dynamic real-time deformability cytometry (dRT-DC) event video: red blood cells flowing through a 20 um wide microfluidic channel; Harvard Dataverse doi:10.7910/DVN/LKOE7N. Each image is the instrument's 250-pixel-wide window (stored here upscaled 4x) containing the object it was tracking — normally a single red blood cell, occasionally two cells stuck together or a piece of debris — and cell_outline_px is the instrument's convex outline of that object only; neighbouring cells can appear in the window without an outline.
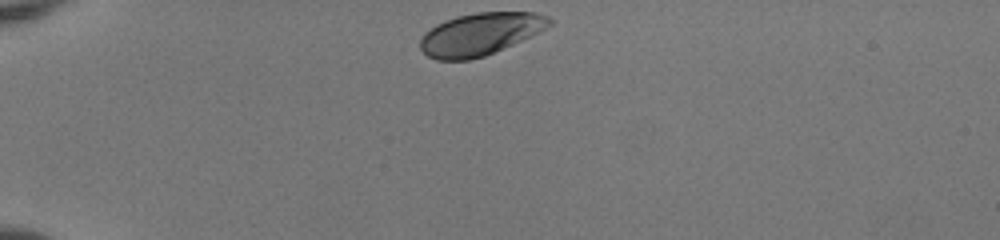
{"species": "human", "species_latin": "Homo sapiens", "temperature_condition": "room temperature", "stored_images_in_passage": 34, "camera_frame_rate_fps": 3000, "um_per_image_px": 0.085, "donor": {"sex": "female"}, "frame": {"image": 1, "passage_image": 1, "time_ms": 0.0, "image_size_px": [1000, 240], "cell_outline_px": [[552, 24], [540, 32], [484, 56], [468, 60], [436, 60], [428, 56], [420, 48], [420, 36], [424, 32], [436, 24], [444, 20], [476, 12], [536, 12], [548, 16], [552, 20]], "centroid_in_image_um": [40.8, 2.89], "position_along_channel_um": 44.2, "area_um2": 31.85}}
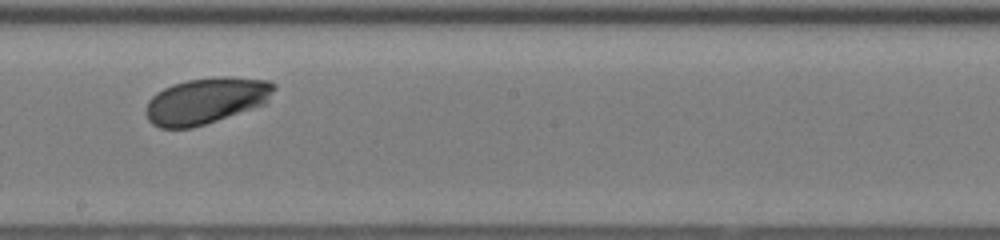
{"frame": {"image": 2, "passage_image": 19, "time_ms": 6.0, "image_size_px": [1000, 240], "cell_outline_px": [[276, 88], [268, 100], [264, 104], [192, 128], [160, 128], [152, 124], [148, 120], [144, 112], [148, 100], [156, 92], [172, 84], [188, 80], [224, 76], [228, 76], [268, 80], [276, 84]], "centroid_in_image_um": [17.49, 8.55], "position_along_channel_um": 230.7, "area_um2": 34.45}}
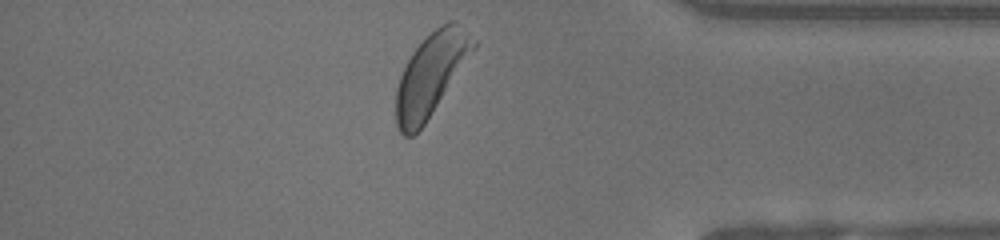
{"frame": {"image": 3, "passage_image": 33, "time_ms": 10.667, "image_size_px": [1000, 240], "cell_outline_px": [[476, 48], [424, 124], [412, 136], [404, 136], [396, 128], [396, 92], [400, 76], [412, 52], [440, 24], [452, 20], [456, 20], [476, 40]], "centroid_in_image_um": [36.64, 6.32], "position_along_channel_um": 398.6, "area_um2": 36.59}, "authors_computed_cell_mechanics": {"area_um2": 33.8419, "velocity_mm_per_s": 3.9432, "shape_relaxation_time_tau1_ms": 1.1005, "shape_relaxation_time_tau2_ms": null, "deformation_change_tau1": 0.0985, "deformation_change_tau2": null}}